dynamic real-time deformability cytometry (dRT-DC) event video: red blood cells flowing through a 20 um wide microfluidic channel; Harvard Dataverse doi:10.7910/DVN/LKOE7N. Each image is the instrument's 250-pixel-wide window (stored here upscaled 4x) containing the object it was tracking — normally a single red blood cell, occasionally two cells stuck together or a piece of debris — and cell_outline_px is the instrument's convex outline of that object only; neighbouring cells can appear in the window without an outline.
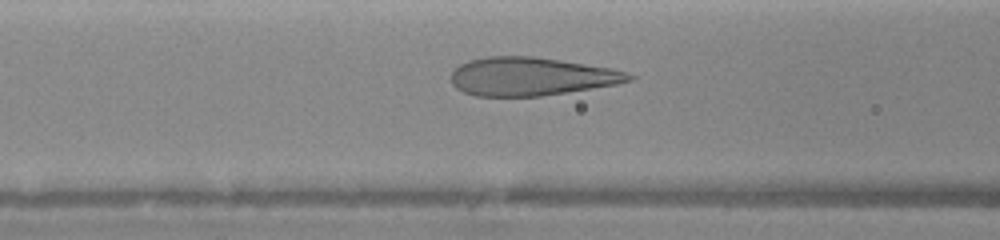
{"species": "human", "species_latin": "Homo sapiens", "temperature_condition": "warm", "stored_images_in_passage": 36, "camera_frame_rate_fps": 3000, "um_per_image_px": 0.085, "donor": {"sex": "female"}, "frame": {"image": 1, "passage_image": 9, "time_ms": 2.333, "image_size_px": [1000, 240], "cell_outline_px": [[636, 76], [632, 80], [616, 84], [540, 96], [472, 96], [456, 88], [452, 84], [452, 72], [460, 64], [468, 60], [484, 56], [532, 56], [560, 60], [612, 68]], "centroid_in_image_um": [45.11, 6.49], "position_along_channel_um": 121.5, "area_um2": 39.54}}
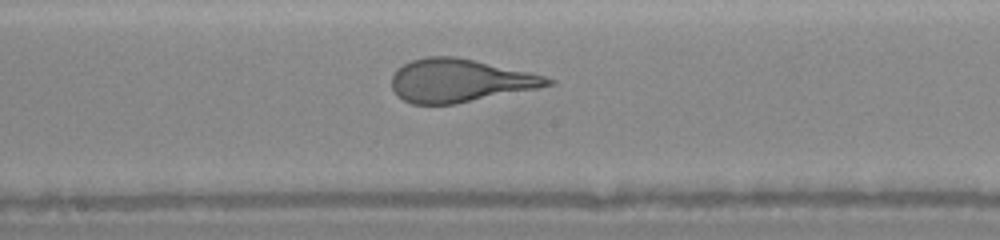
{"frame": {"image": 2, "passage_image": 18, "time_ms": 4.333, "image_size_px": [1000, 240], "cell_outline_px": [[556, 84], [456, 104], [412, 104], [396, 96], [392, 88], [392, 76], [396, 68], [412, 60], [428, 56], [456, 56], [528, 72], [544, 76], [556, 80]], "centroid_in_image_um": [39.04, 6.85], "position_along_channel_um": 209.2, "area_um2": 39.07}}
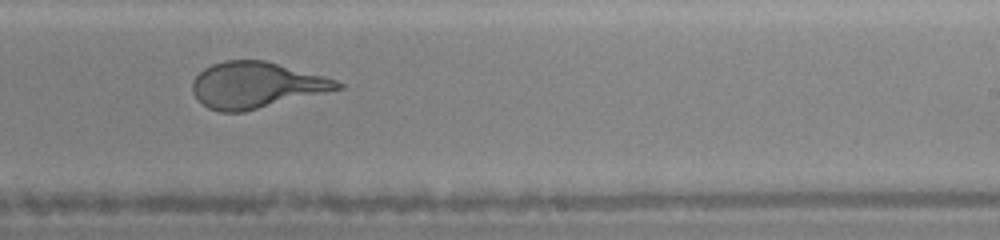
{"frame": {"image": 3, "passage_image": 23, "time_ms": 5.667, "image_size_px": [1000, 240], "cell_outline_px": [[344, 88], [244, 112], [220, 112], [208, 108], [196, 100], [192, 92], [192, 80], [204, 68], [212, 64], [224, 60], [264, 60], [324, 76], [336, 80], [344, 84]], "centroid_in_image_um": [21.74, 7.24], "position_along_channel_um": 267.3, "area_um2": 39.07}}